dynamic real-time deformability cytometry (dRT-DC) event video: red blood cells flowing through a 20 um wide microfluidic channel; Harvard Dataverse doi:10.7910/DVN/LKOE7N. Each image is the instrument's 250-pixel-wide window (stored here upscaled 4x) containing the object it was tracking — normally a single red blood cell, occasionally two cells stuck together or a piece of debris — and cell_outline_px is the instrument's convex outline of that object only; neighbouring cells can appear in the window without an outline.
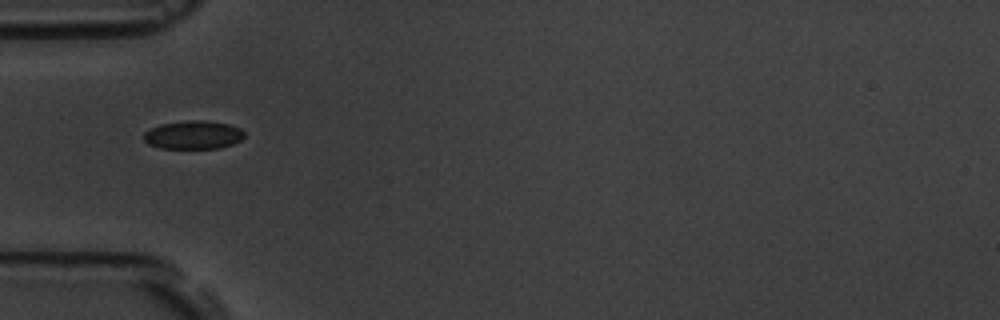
{"species": "common noctule bat (a hibernating species)", "species_latin": "Nyctalus noctula", "temperature_condition": "room temperature", "stored_images_in_passage": 11, "camera_frame_rate_fps": 3000, "um_per_image_px": 0.085, "animal": {"sex": "male", "body_mass_g": 19.5, "forearm_length_mm": 54.6}, "frame": {"image": 1, "passage_image": 1, "time_ms": 0.0, "image_size_px": [1000, 320], "cell_outline_px": [[244, 136], [240, 140], [232, 144], [220, 148], [160, 148], [148, 144], [144, 140], [144, 132], [160, 124], [188, 120], [204, 120], [228, 124], [240, 128], [244, 132]], "centroid_in_image_um": [16.42, 11.46], "position_along_channel_um": 68.6, "area_um2": 16.59}}
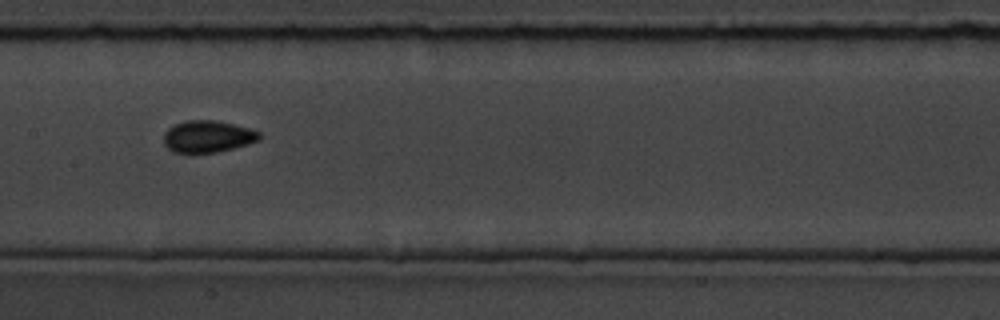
{"frame": {"image": 2, "passage_image": 4, "time_ms": 3.333, "image_size_px": [1000, 320], "cell_outline_px": [[264, 136], [260, 140], [248, 144], [216, 152], [172, 152], [164, 144], [164, 132], [168, 128], [176, 124], [188, 120], [216, 120], [248, 128], [260, 132]], "centroid_in_image_um": [17.68, 11.59], "position_along_channel_um": 189.7, "area_um2": 17.69}}
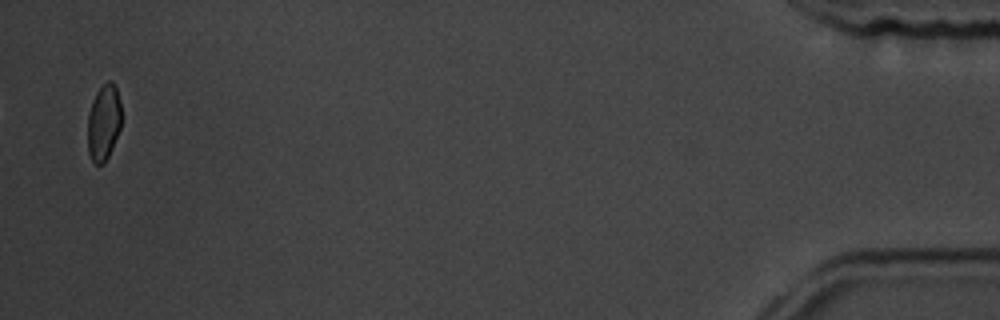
{"frame": {"image": 3, "passage_image": 11, "time_ms": 12.333, "image_size_px": [1000, 320], "cell_outline_px": [[120, 128], [112, 148], [104, 164], [96, 164], [92, 160], [88, 152], [88, 116], [92, 100], [96, 92], [108, 80], [112, 80], [116, 88], [120, 104]], "centroid_in_image_um": [8.8, 10.41], "position_along_channel_um": 426.4, "area_um2": 14.8}, "authors_computed_cell_mechanics": {"area_um2": 16.762, "velocity_mm_per_s": 3.6372, "shape_relaxation_time_tau1_ms": 1.212, "shape_relaxation_time_tau2_ms": 2.6713, "deformation_change_tau1": 0.0509, "deformation_change_tau2": 0.0426}}